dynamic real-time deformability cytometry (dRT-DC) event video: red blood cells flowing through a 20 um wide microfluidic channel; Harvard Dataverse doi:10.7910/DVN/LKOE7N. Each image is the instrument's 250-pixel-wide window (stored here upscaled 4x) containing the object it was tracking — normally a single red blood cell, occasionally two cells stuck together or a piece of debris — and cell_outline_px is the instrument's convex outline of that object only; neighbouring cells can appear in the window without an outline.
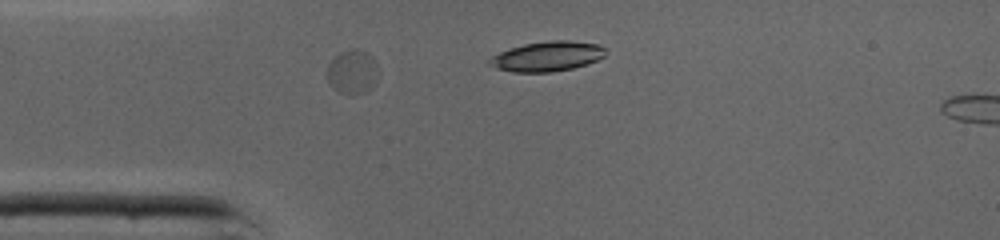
{"species": "common noctule bat (a hibernating species)", "species_latin": "Nyctalus noctula", "temperature_condition": "cold", "stored_images_in_passage": 3, "segment_of_instrument_passage": [1, 2], "camera_frame_rate_fps": 3000, "um_per_image_px": 0.085, "animal": {"sex": "male", "body_mass_g": 19.0, "forearm_length_mm": 50.8}, "frame": {"image": 1, "passage_image": 1, "time_ms": 0.0, "image_size_px": [1000, 240], "cell_outline_px": [[376, 84], [364, 92], [336, 92], [332, 88], [328, 80], [328, 64], [340, 52], [352, 48], [368, 52], [372, 56], [376, 64]], "centroid_in_image_um": [29.95, 6.08], "position_along_channel_um": 55.1, "area_um2": 12.83}}